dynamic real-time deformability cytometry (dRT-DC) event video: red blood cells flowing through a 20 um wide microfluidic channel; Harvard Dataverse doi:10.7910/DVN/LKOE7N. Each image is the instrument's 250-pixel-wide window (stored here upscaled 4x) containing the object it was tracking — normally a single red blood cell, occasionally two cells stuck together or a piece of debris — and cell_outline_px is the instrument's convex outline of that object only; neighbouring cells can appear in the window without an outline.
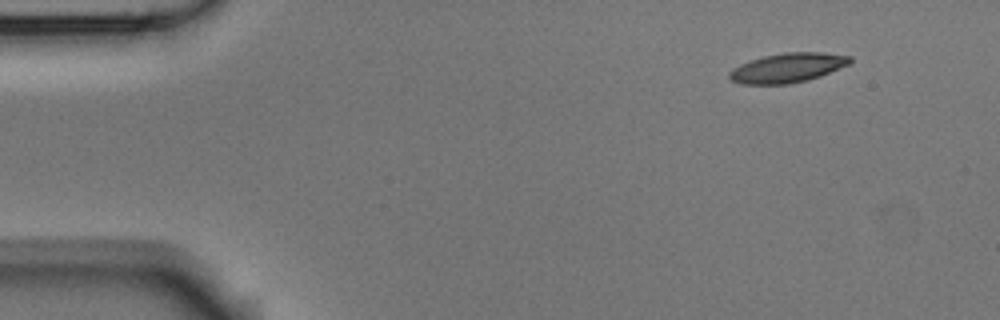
{"species": "Egyptian fruit bat (a non-hibernating species)", "species_latin": "Rousettus aegyptiacus", "temperature_condition": "room temperature", "stored_images_in_passage": 4, "camera_frame_rate_fps": 3000, "um_per_image_px": 0.085, "animal": {"sex": "male"}, "frame": {"image": 1, "passage_image": 1, "time_ms": 0.0, "image_size_px": [1000, 320], "cell_outline_px": [[852, 60], [848, 64], [820, 76], [808, 80], [788, 84], [740, 84], [732, 80], [728, 76], [728, 72], [732, 68], [740, 64], [764, 56], [784, 52], [824, 52], [852, 56]], "centroid_in_image_um": [66.93, 5.76], "position_along_channel_um": 18.1, "area_um2": 20.69}}
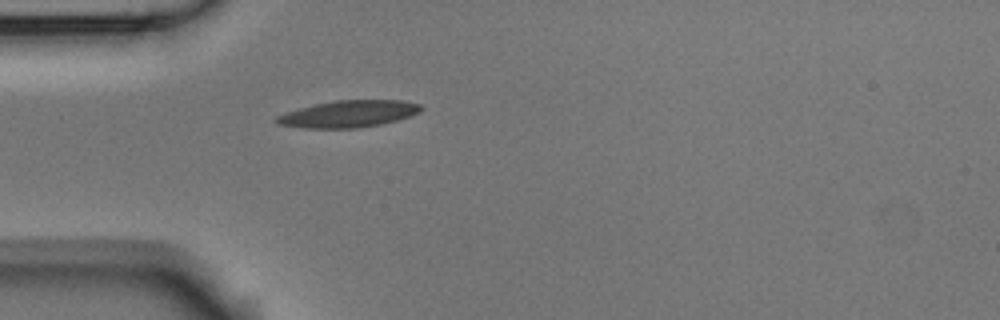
{"frame": {"image": 2, "passage_image": 4, "time_ms": 1.0, "image_size_px": [1000, 320], "cell_outline_px": [[424, 108], [420, 112], [396, 120], [380, 124], [356, 128], [300, 128], [276, 124], [272, 120], [276, 116], [300, 108], [316, 104], [336, 100], [404, 100], [420, 104]], "centroid_in_image_um": [29.6, 9.68], "position_along_channel_um": 55.4, "area_um2": 22.6}}